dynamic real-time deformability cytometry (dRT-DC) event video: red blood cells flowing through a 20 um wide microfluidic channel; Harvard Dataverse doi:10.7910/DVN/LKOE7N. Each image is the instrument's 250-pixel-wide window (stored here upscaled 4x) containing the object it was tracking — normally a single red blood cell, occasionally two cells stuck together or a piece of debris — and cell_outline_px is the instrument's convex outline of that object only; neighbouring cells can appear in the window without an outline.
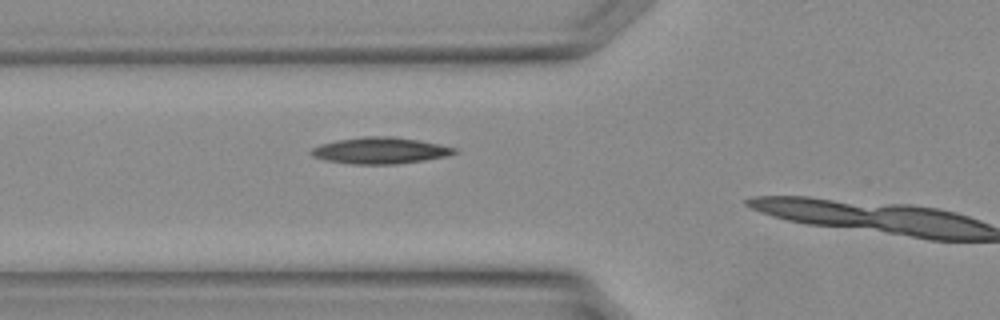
{"species": "Egyptian fruit bat (a non-hibernating species)", "species_latin": "Rousettus aegyptiacus", "temperature_condition": "warm", "stored_images_in_passage": 9, "camera_frame_rate_fps": 3000, "um_per_image_px": 0.085, "animal": {"sex": "female"}, "frame": {"image": 1, "passage_image": 6, "time_ms": 1.667, "image_size_px": [1000, 320], "cell_outline_px": [[456, 152], [448, 156], [424, 160], [396, 164], [352, 164], [324, 160], [312, 156], [308, 152], [312, 148], [320, 144], [336, 140], [364, 136], [392, 136], [416, 140], [456, 148]], "centroid_in_image_um": [32.24, 12.8], "position_along_channel_um": 93.6, "area_um2": 21.96}}
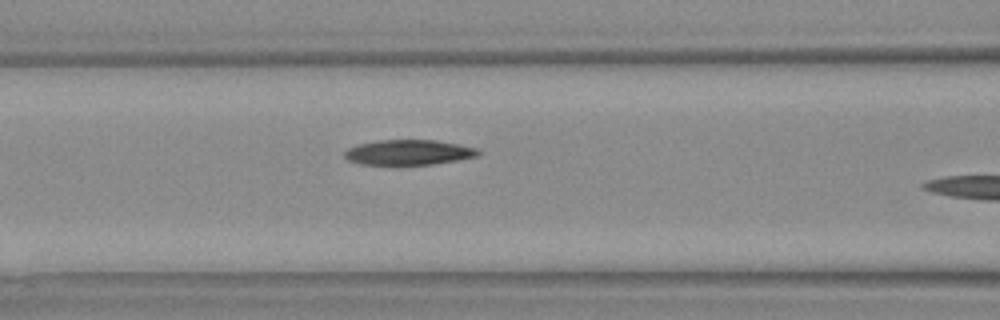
{"frame": {"image": 2, "passage_image": 8, "time_ms": 2.333, "image_size_px": [1000, 320], "cell_outline_px": [[480, 156], [432, 164], [360, 164], [348, 160], [344, 156], [344, 152], [348, 148], [356, 144], [376, 140], [436, 140], [476, 148], [480, 152]], "centroid_in_image_um": [34.7, 12.94], "position_along_channel_um": 131.9, "area_um2": 19.48}}